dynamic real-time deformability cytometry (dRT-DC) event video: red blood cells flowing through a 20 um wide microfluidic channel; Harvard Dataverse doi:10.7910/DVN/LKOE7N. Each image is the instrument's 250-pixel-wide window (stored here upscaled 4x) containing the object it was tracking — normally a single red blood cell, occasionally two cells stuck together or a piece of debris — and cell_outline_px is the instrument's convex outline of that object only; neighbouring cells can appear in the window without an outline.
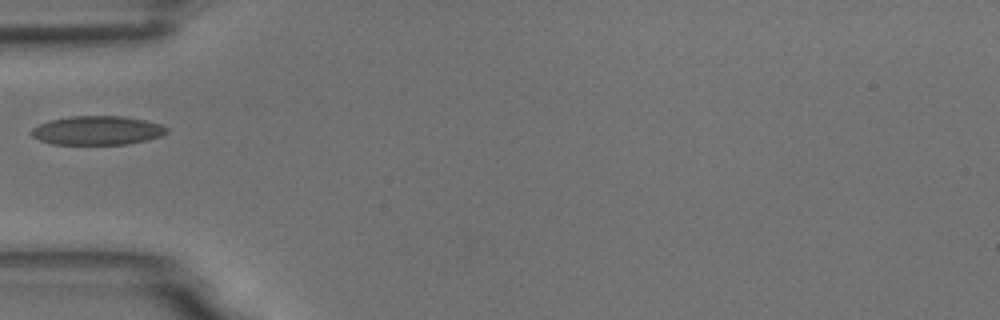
{"species": "common noctule bat (a hibernating species)", "species_latin": "Nyctalus noctula", "temperature_condition": "room temperature", "stored_images_in_passage": 8, "camera_frame_rate_fps": 3000, "um_per_image_px": 0.085, "animal": {"sex": "male", "body_mass_g": 18.8}, "frame": {"image": 1, "passage_image": 5, "time_ms": 1.333, "image_size_px": [1000, 320], "cell_outline_px": [[168, 132], [160, 136], [148, 140], [128, 144], [52, 144], [40, 140], [32, 136], [32, 128], [48, 120], [72, 116], [124, 116], [144, 120], [160, 124], [168, 128]], "centroid_in_image_um": [8.28, 11.08], "position_along_channel_um": 76.7, "area_um2": 22.77}}